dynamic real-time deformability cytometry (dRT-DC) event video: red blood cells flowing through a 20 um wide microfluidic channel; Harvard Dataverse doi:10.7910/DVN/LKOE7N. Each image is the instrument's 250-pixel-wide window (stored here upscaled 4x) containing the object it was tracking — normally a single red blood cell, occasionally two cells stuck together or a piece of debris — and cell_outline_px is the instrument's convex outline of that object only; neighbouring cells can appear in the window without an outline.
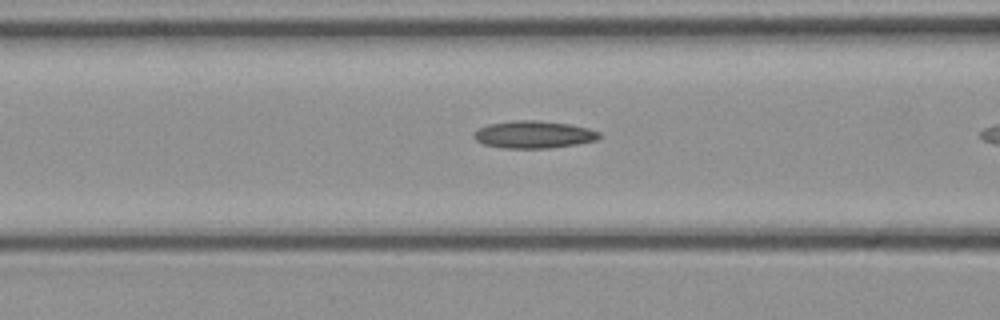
{"species": "common noctule bat (a hibernating species)", "species_latin": "Nyctalus noctula", "temperature_condition": "cold", "stored_images_in_passage": 6, "camera_frame_rate_fps": 3000, "um_per_image_px": 0.085, "animal": {"sex": "female", "body_mass_g": 21.9}, "frame": {"image": 1, "passage_image": 5, "time_ms": 1.333, "image_size_px": [1000, 320], "cell_outline_px": [[604, 136], [596, 140], [576, 144], [548, 148], [504, 148], [484, 144], [476, 140], [472, 136], [472, 132], [488, 124], [516, 120], [536, 120], [568, 124], [588, 128], [600, 132]], "centroid_in_image_um": [45.37, 11.43], "position_along_channel_um": 121.2, "area_um2": 20.0}}